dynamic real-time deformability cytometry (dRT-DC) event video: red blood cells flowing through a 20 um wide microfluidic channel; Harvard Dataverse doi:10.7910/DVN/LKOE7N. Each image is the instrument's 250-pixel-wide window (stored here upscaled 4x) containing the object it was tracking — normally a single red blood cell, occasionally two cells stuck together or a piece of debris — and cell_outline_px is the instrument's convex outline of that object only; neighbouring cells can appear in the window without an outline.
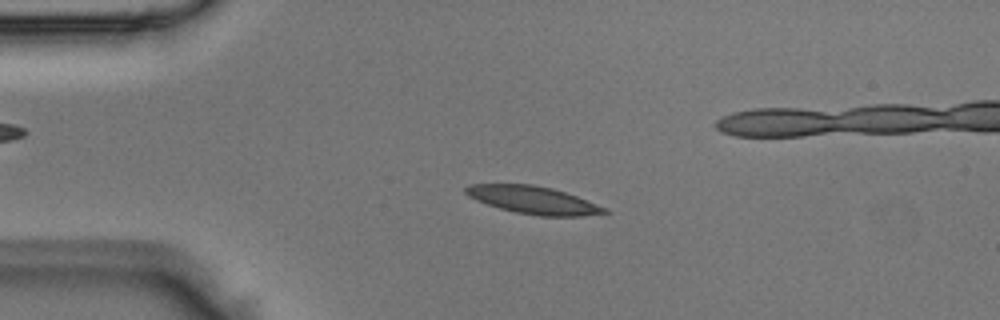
{"species": "Egyptian fruit bat (a non-hibernating species)", "species_latin": "Rousettus aegyptiacus", "temperature_condition": "room temperature", "stored_images_in_passage": 51, "camera_frame_rate_fps": 3000, "um_per_image_px": 0.085, "animal": {"sex": "male"}, "frame": {"image": 1, "passage_image": 11, "time_ms": 3.333, "image_size_px": [1000, 320], "cell_outline_px": [[612, 212], [584, 216], [540, 216], [516, 212], [500, 208], [476, 200], [468, 196], [464, 192], [464, 188], [468, 184], [532, 184], [552, 188], [576, 196], [608, 208]], "centroid_in_image_um": [45.34, 17.0], "position_along_channel_um": 39.7, "area_um2": 22.37}}
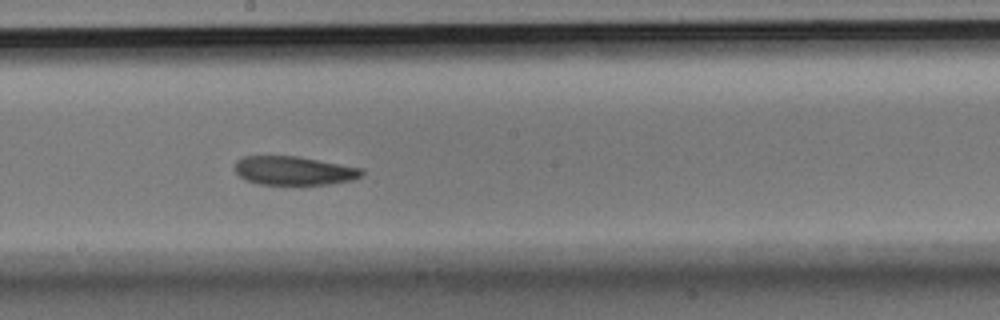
{"frame": {"image": 2, "passage_image": 27, "time_ms": 8.667, "image_size_px": [1000, 320], "cell_outline_px": [[364, 172], [360, 176], [352, 180], [328, 184], [260, 184], [248, 180], [240, 176], [236, 172], [236, 160], [244, 156], [296, 156], [364, 168]], "centroid_in_image_um": [25.01, 14.5], "position_along_channel_um": 223.2, "area_um2": 21.04}}
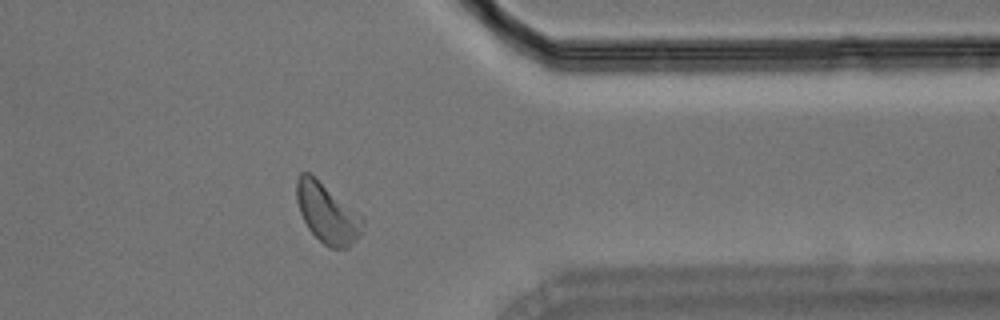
{"frame": {"image": 3, "passage_image": 40, "time_ms": 13.0, "image_size_px": [1000, 320], "cell_outline_px": [[364, 224], [360, 236], [348, 248], [328, 248], [308, 228], [300, 212], [296, 200], [296, 180], [300, 172], [308, 172], [364, 216]], "centroid_in_image_um": [27.83, 18.13], "position_along_channel_um": 383.6, "area_um2": 23.0}}